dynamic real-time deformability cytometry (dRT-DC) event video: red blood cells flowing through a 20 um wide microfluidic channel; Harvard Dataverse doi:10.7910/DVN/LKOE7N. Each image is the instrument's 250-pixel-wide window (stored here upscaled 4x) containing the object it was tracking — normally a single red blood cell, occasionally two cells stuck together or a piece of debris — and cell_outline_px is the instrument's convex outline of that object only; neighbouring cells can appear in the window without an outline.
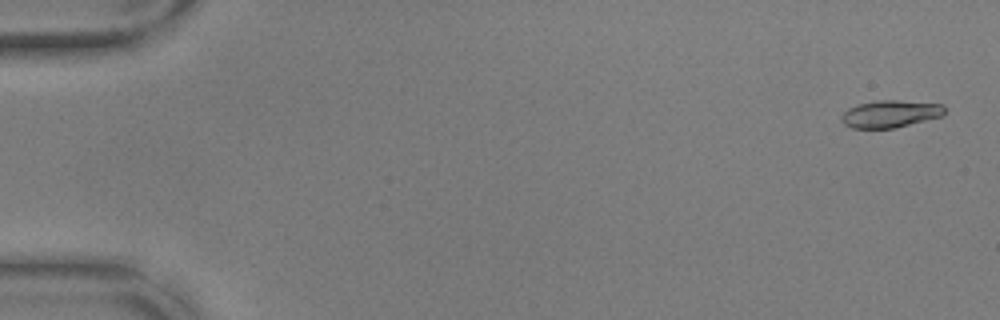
{"species": "common noctule bat (a hibernating species)", "species_latin": "Nyctalus noctula", "temperature_condition": "warm", "stored_images_in_passage": 56, "camera_frame_rate_fps": 3000, "um_per_image_px": 0.085, "animal": {"sex": "male", "body_mass_g": 17.9, "forearm_length_mm": 54.2}, "frame": {"image": 1, "passage_image": 2, "time_ms": 0.333, "image_size_px": [1000, 320], "cell_outline_px": [[944, 116], [896, 128], [852, 128], [844, 124], [840, 120], [840, 116], [848, 108], [860, 104], [876, 100], [896, 100], [944, 104]], "centroid_in_image_um": [75.69, 9.68], "position_along_channel_um": 9.3, "area_um2": 16.53}}
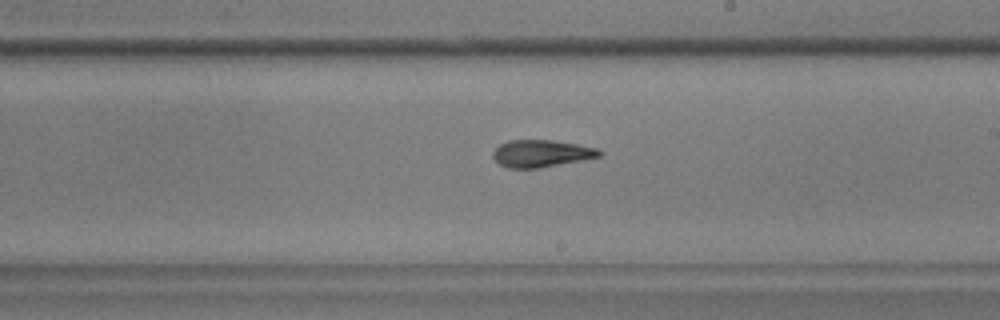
{"frame": {"image": 2, "passage_image": 33, "time_ms": 10.667, "image_size_px": [1000, 320], "cell_outline_px": [[604, 152], [600, 156], [580, 160], [536, 168], [508, 168], [500, 164], [492, 156], [492, 152], [500, 144], [508, 140], [552, 140], [600, 148]], "centroid_in_image_um": [46.01, 13.03], "position_along_channel_um": 243.0, "area_um2": 16.7}}
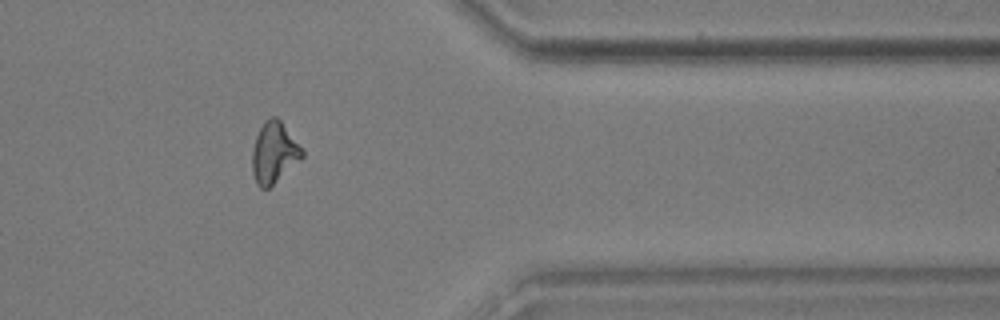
{"frame": {"image": 3, "passage_image": 46, "time_ms": 15.0, "image_size_px": [1000, 320], "cell_outline_px": [[304, 156], [300, 160], [268, 188], [260, 188], [256, 184], [252, 172], [252, 152], [256, 136], [264, 120], [272, 116], [276, 116], [280, 120], [304, 152]], "centroid_in_image_um": [23.26, 12.97], "position_along_channel_um": 388.1, "area_um2": 17.46}, "authors_computed_cell_mechanics": {"area_um2": 16.9354, "velocity_mm_per_s": 3.6634, "shape_relaxation_time_tau1_ms": 7.5389, "shape_relaxation_time_tau2_ms": 2.8721, "deformation_change_tau1": 0.2299, "deformation_change_tau2": 0.1073}}